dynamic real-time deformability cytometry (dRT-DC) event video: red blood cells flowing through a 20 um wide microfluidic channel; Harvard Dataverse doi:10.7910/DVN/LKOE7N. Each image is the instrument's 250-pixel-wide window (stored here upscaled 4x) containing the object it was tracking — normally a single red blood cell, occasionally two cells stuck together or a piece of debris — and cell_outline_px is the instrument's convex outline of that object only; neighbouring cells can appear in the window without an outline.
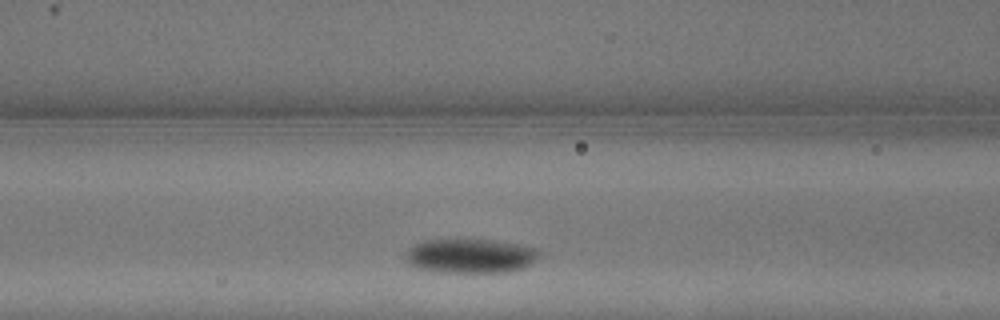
{"species": "common noctule bat (a hibernating species)", "species_latin": "Nyctalus noctula", "temperature_condition": "warm", "stored_images_in_passage": 5, "camera_frame_rate_fps": 3000, "um_per_image_px": 0.085, "animal": {"sex": "male", "body_mass_g": 13.3}, "frame": {"image": 1, "passage_image": 3, "time_ms": 0.667, "image_size_px": [1000, 320], "cell_outline_px": [[540, 252], [532, 264], [524, 268], [504, 272], [444, 272], [416, 268], [408, 264], [404, 260], [404, 256], [408, 248], [424, 240], [496, 240], [536, 248]], "centroid_in_image_um": [39.95, 21.76], "position_along_channel_um": 126.7, "area_um2": 26.7}}
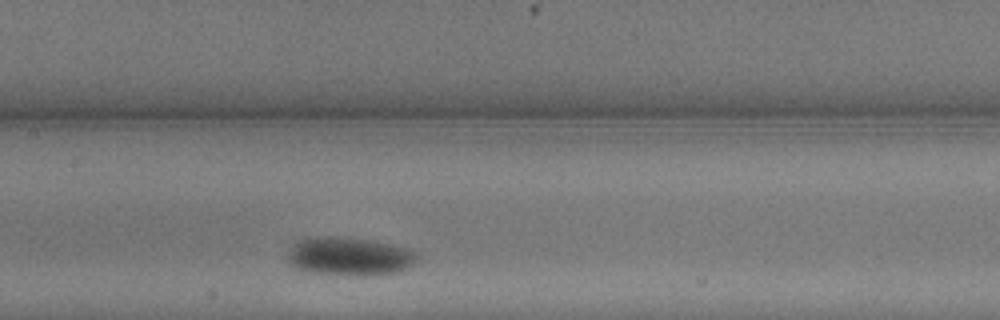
{"frame": {"image": 2, "passage_image": 5, "time_ms": 1.333, "image_size_px": [1000, 320], "cell_outline_px": [[420, 252], [416, 260], [408, 268], [400, 272], [308, 272], [296, 268], [288, 260], [288, 252], [292, 244], [300, 240], [316, 236], [336, 236], [364, 240], [388, 244], [408, 248]], "centroid_in_image_um": [29.68, 21.73], "position_along_channel_um": 177.7, "area_um2": 27.63}}